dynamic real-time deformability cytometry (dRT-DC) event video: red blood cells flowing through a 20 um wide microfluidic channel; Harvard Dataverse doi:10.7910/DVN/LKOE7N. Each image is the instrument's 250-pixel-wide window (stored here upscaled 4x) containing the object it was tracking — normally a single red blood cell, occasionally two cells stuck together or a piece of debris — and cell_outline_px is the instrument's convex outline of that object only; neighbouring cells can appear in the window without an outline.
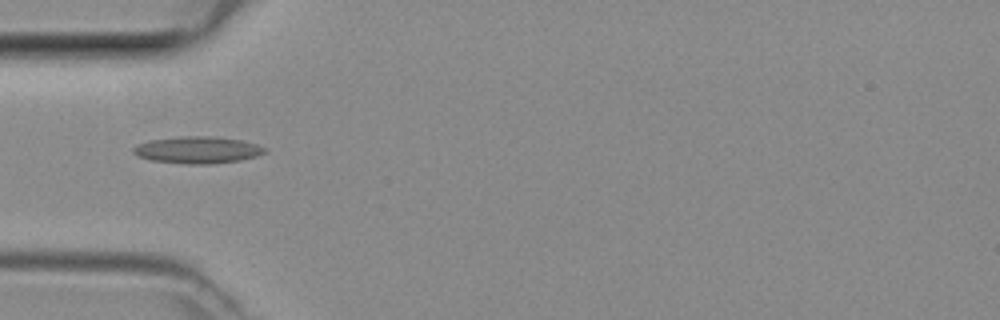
{"species": "common noctule bat (a hibernating species)", "species_latin": "Nyctalus noctula", "temperature_condition": "room temperature", "stored_images_in_passage": 4, "camera_frame_rate_fps": 3000, "um_per_image_px": 0.085, "animal": {"sex": "female", "body_mass_g": 29.2, "forearm_length_mm": 56.3}, "frame": {"image": 1, "passage_image": 3, "time_ms": 0.667, "image_size_px": [1000, 320], "cell_outline_px": [[268, 148], [264, 152], [256, 156], [240, 160], [212, 164], [184, 164], [152, 160], [140, 156], [132, 152], [132, 148], [136, 144], [148, 140], [180, 136], [212, 136], [240, 140], [256, 144]], "centroid_in_image_um": [16.77, 12.74], "position_along_channel_um": 68.2, "area_um2": 20.63}}
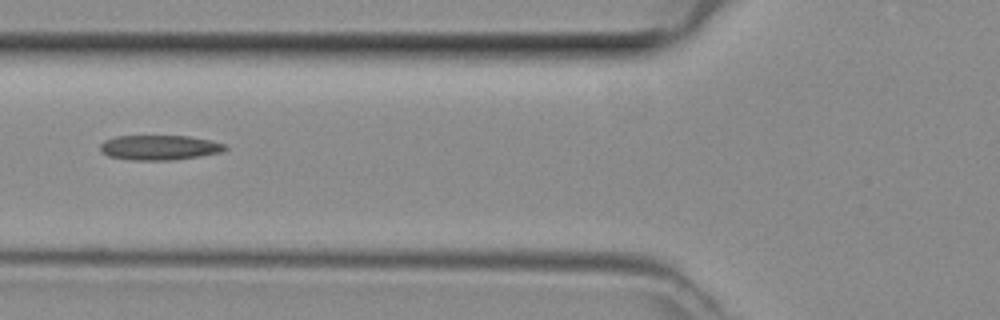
{"frame": {"image": 2, "passage_image": 4, "time_ms": 1.0, "image_size_px": [1000, 320], "cell_outline_px": [[228, 148], [224, 152], [176, 160], [132, 160], [108, 156], [100, 152], [100, 144], [104, 140], [116, 136], [188, 136], [208, 140], [224, 144]], "centroid_in_image_um": [13.54, 12.55], "position_along_channel_um": 112.3, "area_um2": 18.21}}